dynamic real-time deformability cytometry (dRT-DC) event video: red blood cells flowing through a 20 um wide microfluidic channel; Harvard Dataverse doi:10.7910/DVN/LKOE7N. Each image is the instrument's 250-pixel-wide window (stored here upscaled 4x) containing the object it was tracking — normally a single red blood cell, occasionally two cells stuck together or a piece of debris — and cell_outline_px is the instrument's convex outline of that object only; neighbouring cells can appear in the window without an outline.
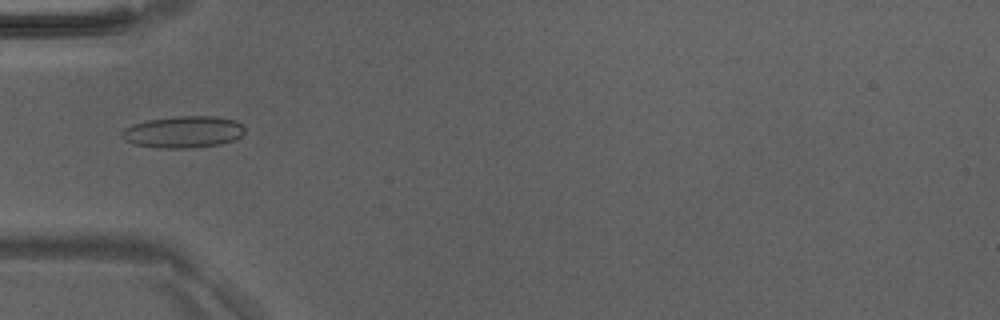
{"species": "Egyptian fruit bat (a non-hibernating species)", "species_latin": "Rousettus aegyptiacus", "temperature_condition": "room temperature", "stored_images_in_passage": 48, "camera_frame_rate_fps": 3000, "um_per_image_px": 0.085, "animal": {"sex": "male"}, "frame": {"image": 1, "passage_image": 16, "time_ms": 5.0, "image_size_px": [1000, 320], "cell_outline_px": [[244, 132], [240, 136], [232, 140], [220, 144], [188, 148], [160, 148], [132, 144], [124, 140], [120, 136], [120, 132], [124, 128], [132, 124], [148, 120], [176, 116], [216, 116], [236, 120], [244, 128]], "centroid_in_image_um": [15.53, 11.21], "position_along_channel_um": 69.5, "area_um2": 22.83}}
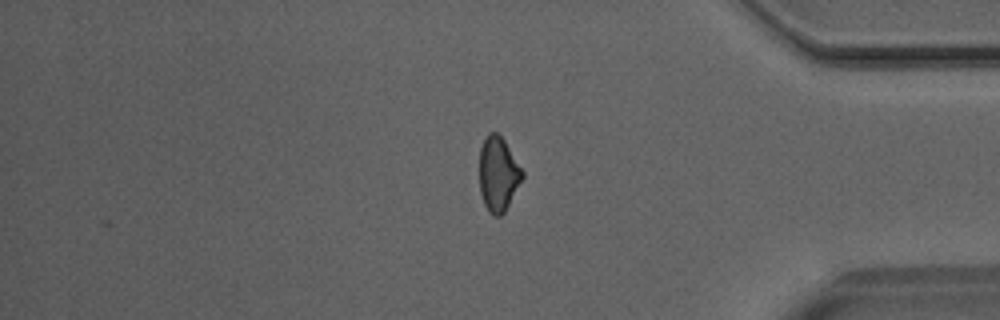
{"frame": {"image": 2, "passage_image": 40, "time_ms": 13.0, "image_size_px": [1000, 320], "cell_outline_px": [[524, 176], [504, 212], [500, 216], [492, 216], [488, 212], [484, 204], [480, 192], [480, 148], [488, 132], [496, 132], [504, 140], [524, 172]], "centroid_in_image_um": [42.34, 14.8], "position_along_channel_um": 392.9, "area_um2": 18.5}}
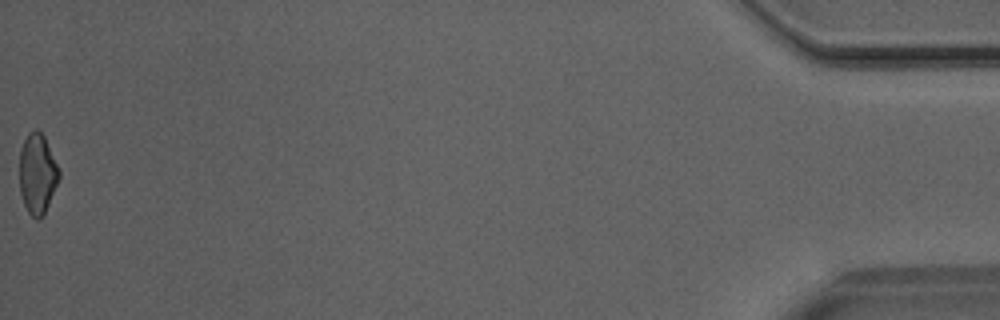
{"frame": {"image": 3, "passage_image": 48, "time_ms": 15.667, "image_size_px": [1000, 320], "cell_outline_px": [[60, 176], [44, 216], [36, 220], [28, 212], [24, 204], [20, 192], [20, 152], [24, 140], [28, 132], [36, 128], [44, 136], [60, 172]], "centroid_in_image_um": [3.17, 14.79], "position_along_channel_um": 432.0, "area_um2": 18.38}}